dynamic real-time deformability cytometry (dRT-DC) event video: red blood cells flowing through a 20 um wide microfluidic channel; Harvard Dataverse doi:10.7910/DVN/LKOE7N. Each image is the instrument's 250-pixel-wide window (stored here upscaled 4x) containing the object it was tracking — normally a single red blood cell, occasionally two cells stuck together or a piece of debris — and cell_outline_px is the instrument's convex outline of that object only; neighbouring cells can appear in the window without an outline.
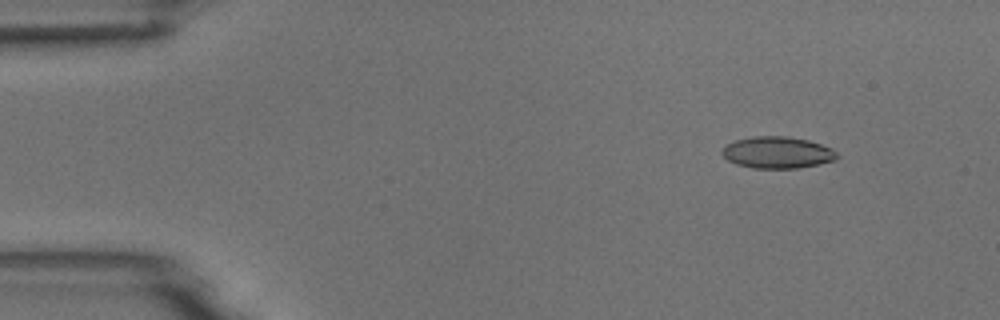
{"species": "common noctule bat (a hibernating species)", "species_latin": "Nyctalus noctula", "temperature_condition": "room temperature", "stored_images_in_passage": 4, "camera_frame_rate_fps": 3000, "um_per_image_px": 0.085, "animal": {"sex": "male", "body_mass_g": 18.8}, "frame": {"image": 1, "passage_image": 1, "time_ms": 0.0, "image_size_px": [1000, 320], "cell_outline_px": [[840, 156], [836, 160], [820, 164], [796, 168], [752, 168], [736, 164], [728, 160], [720, 152], [728, 144], [736, 140], [752, 136], [788, 136], [808, 140], [832, 148]], "centroid_in_image_um": [66.11, 12.96], "position_along_channel_um": 18.9, "area_um2": 21.27}}
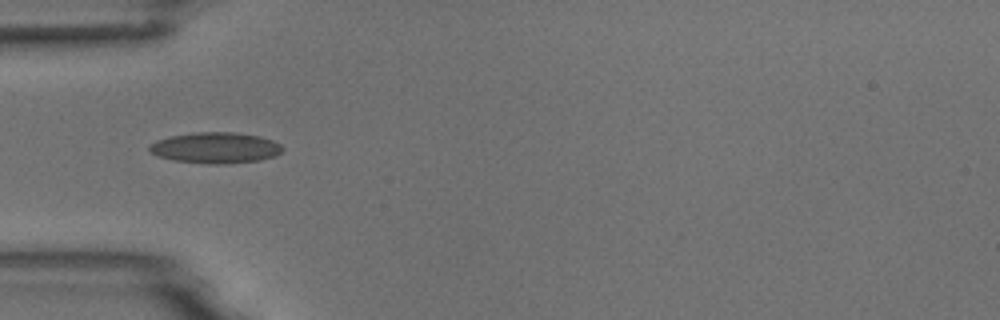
{"frame": {"image": 2, "passage_image": 4, "time_ms": 3.667, "image_size_px": [1000, 320], "cell_outline_px": [[284, 148], [280, 152], [272, 156], [260, 160], [228, 164], [208, 164], [172, 160], [148, 152], [148, 144], [156, 140], [172, 136], [196, 132], [236, 132], [260, 136], [272, 140], [280, 144]], "centroid_in_image_um": [18.29, 12.56], "position_along_channel_um": 66.7, "area_um2": 24.1}}